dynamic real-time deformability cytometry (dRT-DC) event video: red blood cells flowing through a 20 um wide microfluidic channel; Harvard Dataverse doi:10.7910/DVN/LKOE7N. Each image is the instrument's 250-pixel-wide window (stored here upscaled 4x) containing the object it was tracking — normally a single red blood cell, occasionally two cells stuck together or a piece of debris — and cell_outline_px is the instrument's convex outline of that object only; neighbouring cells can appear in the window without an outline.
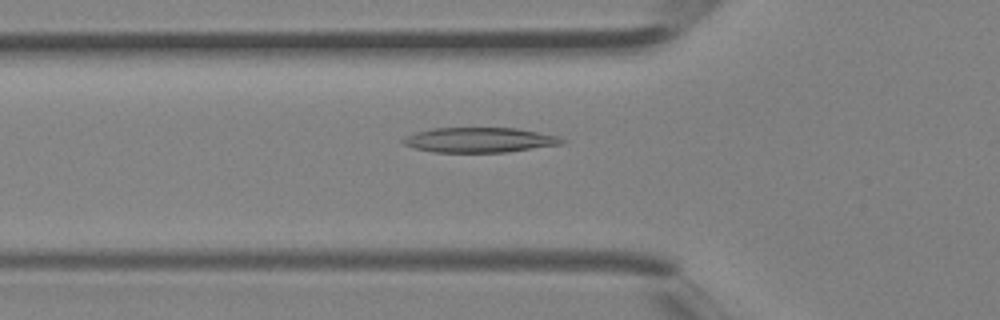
{"species": "Egyptian fruit bat (a non-hibernating species)", "species_latin": "Rousettus aegyptiacus", "temperature_condition": "room temperature", "stored_images_in_passage": 2, "camera_frame_rate_fps": 3000, "um_per_image_px": 0.085, "animal": {"sex": "female"}, "frame": {"image": 1, "passage_image": 2, "time_ms": 0.333, "image_size_px": [1000, 320], "cell_outline_px": [[564, 144], [504, 152], [432, 152], [416, 148], [404, 144], [400, 140], [404, 136], [416, 132], [432, 128], [516, 128], [560, 136], [564, 140]], "centroid_in_image_um": [40.74, 11.89], "position_along_channel_um": 85.1, "area_um2": 23.06}}